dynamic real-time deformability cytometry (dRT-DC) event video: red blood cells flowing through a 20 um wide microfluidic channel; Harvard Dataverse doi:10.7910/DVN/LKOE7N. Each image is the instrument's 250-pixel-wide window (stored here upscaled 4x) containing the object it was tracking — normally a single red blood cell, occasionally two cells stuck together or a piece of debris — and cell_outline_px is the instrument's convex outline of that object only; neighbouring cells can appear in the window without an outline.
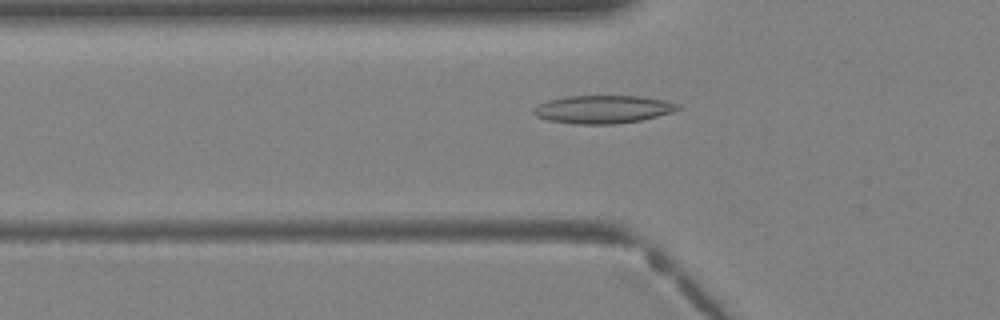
{"species": "Egyptian fruit bat (a non-hibernating species)", "species_latin": "Rousettus aegyptiacus", "temperature_condition": "warm", "stored_images_in_passage": 34, "camera_frame_rate_fps": 3000, "um_per_image_px": 0.085, "animal": {"sex": "female"}, "frame": {"image": 1, "passage_image": 8, "time_ms": 2.333, "image_size_px": [1000, 320], "cell_outline_px": [[680, 108], [676, 112], [640, 120], [612, 124], [576, 124], [548, 120], [536, 116], [532, 112], [532, 108], [548, 100], [568, 96], [640, 96], [664, 100], [680, 104]], "centroid_in_image_um": [51.27, 9.29], "position_along_channel_um": 74.5, "area_um2": 23.58}}
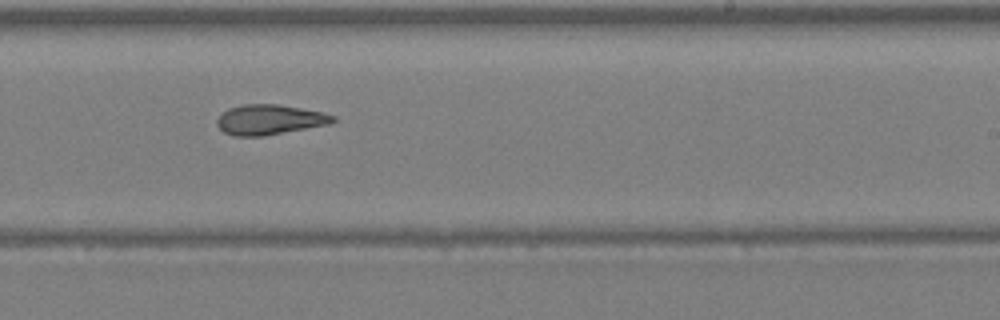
{"frame": {"image": 2, "passage_image": 19, "time_ms": 6.0, "image_size_px": [1000, 320], "cell_outline_px": [[336, 120], [328, 124], [260, 136], [232, 136], [224, 132], [216, 124], [216, 120], [228, 108], [244, 104], [276, 104], [324, 112], [336, 116]], "centroid_in_image_um": [22.89, 10.16], "position_along_channel_um": 266.1, "area_um2": 20.06}}
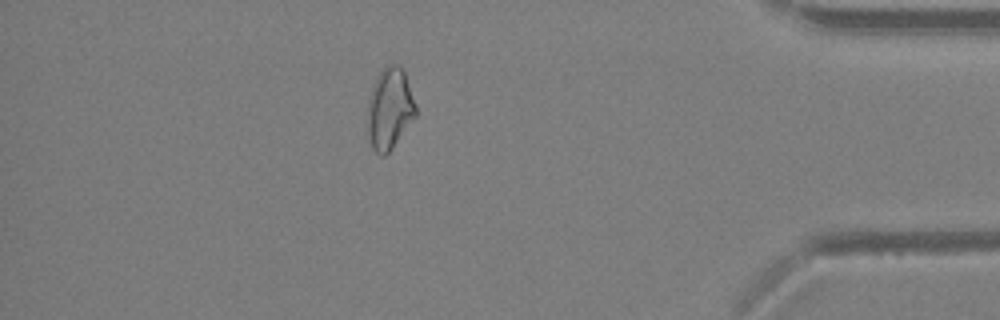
{"frame": {"image": 3, "passage_image": 29, "time_ms": 9.333, "image_size_px": [1000, 320], "cell_outline_px": [[416, 116], [392, 148], [384, 156], [380, 156], [372, 148], [368, 132], [368, 100], [372, 88], [380, 72], [388, 64], [400, 64], [404, 72], [416, 104]], "centroid_in_image_um": [33.13, 9.24], "position_along_channel_um": 402.1, "area_um2": 22.6}}